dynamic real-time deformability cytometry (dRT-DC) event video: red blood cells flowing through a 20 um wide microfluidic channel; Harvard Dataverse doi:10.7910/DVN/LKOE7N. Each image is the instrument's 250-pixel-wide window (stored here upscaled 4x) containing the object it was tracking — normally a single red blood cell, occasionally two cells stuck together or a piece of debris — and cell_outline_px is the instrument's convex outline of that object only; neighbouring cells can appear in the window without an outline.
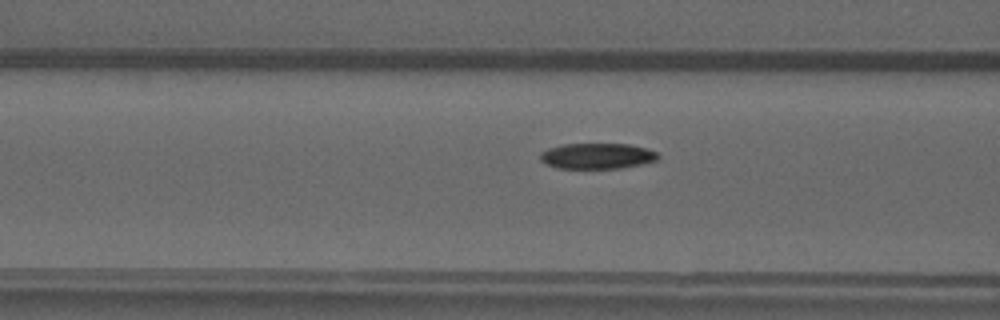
{"species": "common noctule bat (a hibernating species)", "species_latin": "Nyctalus noctula", "temperature_condition": "warm", "stored_images_in_passage": 49, "camera_frame_rate_fps": 3000, "um_per_image_px": 0.085, "animal": {"sex": "male", "forearm_length_mm": 52.5}, "frame": {"image": 1, "passage_image": 20, "time_ms": 6.333, "image_size_px": [1000, 320], "cell_outline_px": [[660, 156], [656, 160], [640, 164], [620, 168], [560, 168], [548, 164], [540, 160], [540, 152], [548, 148], [564, 144], [628, 144], [648, 148], [656, 152]], "centroid_in_image_um": [50.76, 13.25], "position_along_channel_um": 115.8, "area_um2": 17.51}}
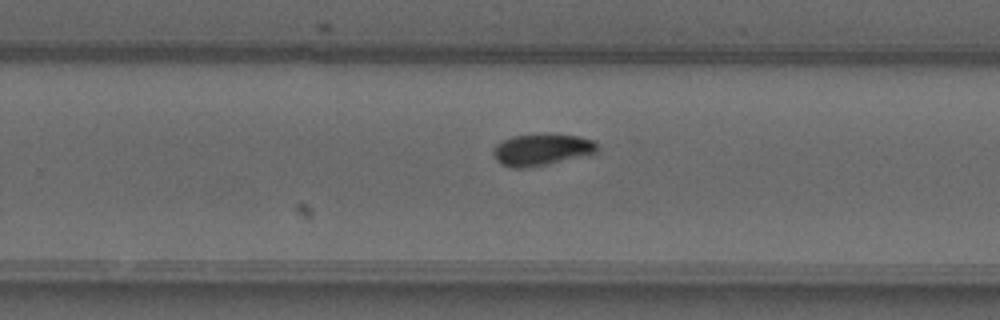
{"frame": {"image": 2, "passage_image": 32, "time_ms": 10.333, "image_size_px": [1000, 320], "cell_outline_px": [[600, 144], [596, 152], [532, 168], [512, 168], [500, 164], [496, 160], [492, 152], [492, 148], [496, 144], [512, 136], [544, 132], [552, 132], [580, 136], [596, 140]], "centroid_in_image_um": [46.05, 12.68], "position_along_channel_um": 283.8, "area_um2": 19.94}}
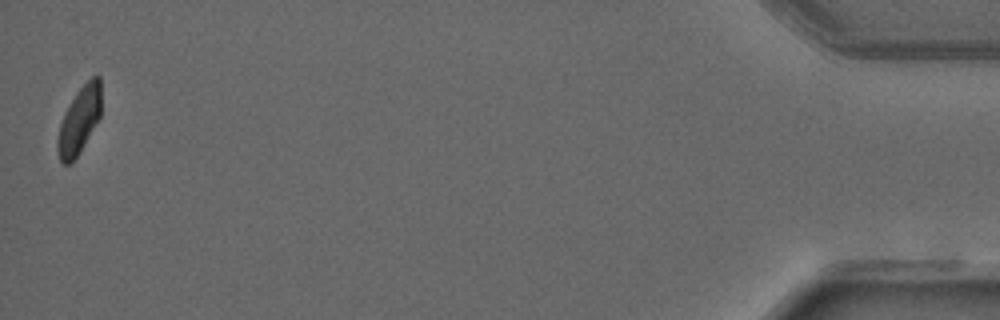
{"frame": {"image": 3, "passage_image": 49, "time_ms": 16.0, "image_size_px": [1000, 320], "cell_outline_px": [[100, 116], [80, 152], [68, 164], [64, 164], [60, 160], [56, 148], [56, 140], [60, 124], [76, 92], [92, 76], [100, 76]], "centroid_in_image_um": [6.73, 10.24], "position_along_channel_um": 428.5, "area_um2": 16.53}}